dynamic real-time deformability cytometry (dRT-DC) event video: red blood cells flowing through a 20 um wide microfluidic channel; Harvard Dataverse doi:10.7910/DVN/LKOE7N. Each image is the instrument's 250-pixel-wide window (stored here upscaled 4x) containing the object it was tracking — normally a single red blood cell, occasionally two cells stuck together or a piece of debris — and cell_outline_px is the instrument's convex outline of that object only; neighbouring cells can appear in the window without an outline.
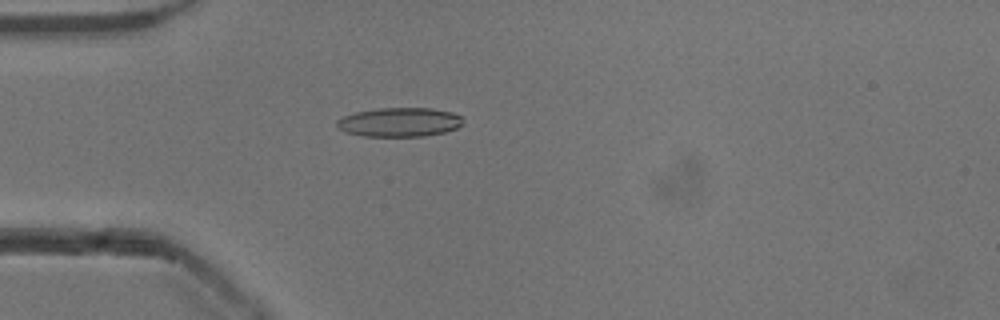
{"species": "common noctule bat (a hibernating species)", "species_latin": "Nyctalus noctula", "temperature_condition": "cold", "stored_images_in_passage": 53, "camera_frame_rate_fps": 3000, "um_per_image_px": 0.085, "animal": {"sex": "male", "body_mass_g": 13.3}, "frame": {"image": 1, "passage_image": 15, "time_ms": 4.667, "image_size_px": [1000, 320], "cell_outline_px": [[464, 124], [456, 128], [444, 132], [424, 136], [364, 136], [344, 132], [336, 124], [336, 120], [344, 116], [356, 112], [380, 108], [432, 108], [452, 112], [460, 116]], "centroid_in_image_um": [33.96, 10.38], "position_along_channel_um": 51.0, "area_um2": 21.33}}
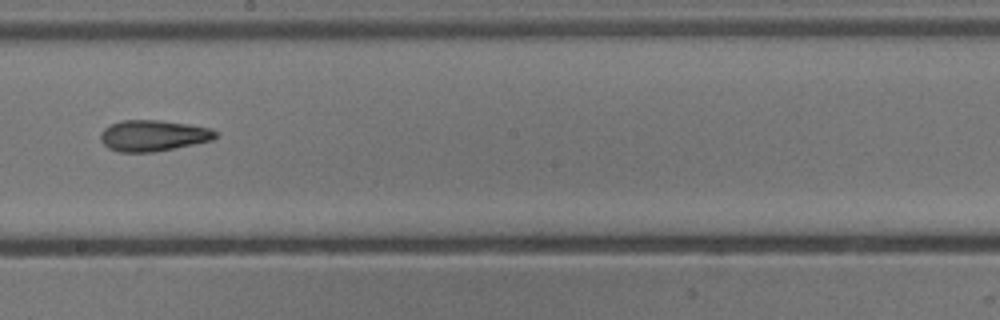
{"frame": {"image": 2, "passage_image": 30, "time_ms": 9.667, "image_size_px": [1000, 320], "cell_outline_px": [[216, 136], [212, 140], [152, 152], [120, 152], [108, 148], [100, 140], [100, 132], [104, 128], [120, 120], [156, 120], [188, 124], [212, 128], [216, 132]], "centroid_in_image_um": [12.98, 11.52], "position_along_channel_um": 235.2, "area_um2": 20.63}}
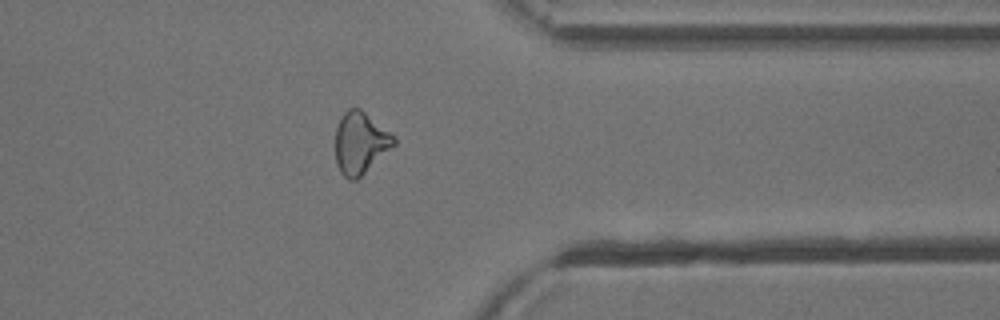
{"frame": {"image": 3, "passage_image": 42, "time_ms": 13.667, "image_size_px": [1000, 320], "cell_outline_px": [[396, 144], [356, 180], [348, 180], [340, 172], [336, 164], [336, 128], [340, 116], [348, 108], [360, 108], [396, 136]], "centroid_in_image_um": [30.63, 12.13], "position_along_channel_um": 380.8, "area_um2": 21.15}, "authors_computed_cell_mechanics": {"area_um2": 20.7502, "velocity_mm_per_s": 3.8736, "shape_relaxation_time_tau1_ms": null, "shape_relaxation_time_tau2_ms": 4.8789, "deformation_change_tau1": null, "deformation_change_tau2": 0.1504}}